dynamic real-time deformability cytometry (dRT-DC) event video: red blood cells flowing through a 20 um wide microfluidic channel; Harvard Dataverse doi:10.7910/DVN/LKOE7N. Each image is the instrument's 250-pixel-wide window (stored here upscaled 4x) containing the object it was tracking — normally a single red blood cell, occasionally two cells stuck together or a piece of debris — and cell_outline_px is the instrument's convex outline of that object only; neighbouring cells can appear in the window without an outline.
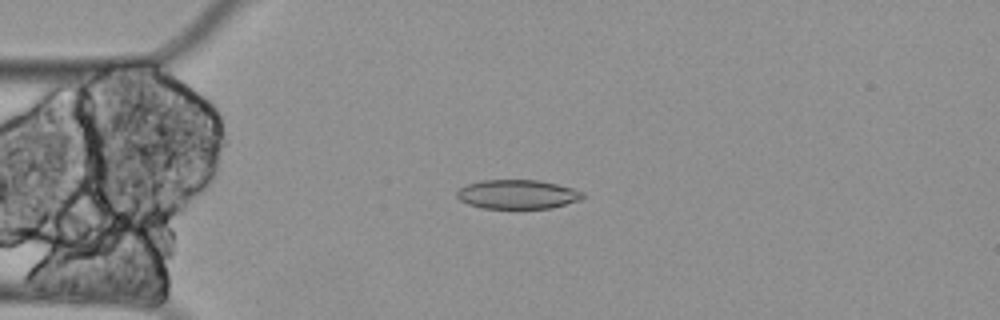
{"species": "Egyptian fruit bat (a non-hibernating species)", "species_latin": "Rousettus aegyptiacus", "temperature_condition": "cold", "stored_images_in_passage": 59, "camera_frame_rate_fps": 3000, "um_per_image_px": 0.085, "animal": {"sex": "female"}, "frame": {"image": 1, "passage_image": 14, "time_ms": 4.333, "image_size_px": [1000, 320], "cell_outline_px": [[584, 196], [580, 200], [552, 208], [480, 208], [468, 204], [460, 200], [456, 196], [456, 192], [460, 188], [468, 184], [484, 180], [536, 180], [556, 184], [572, 188], [584, 192]], "centroid_in_image_um": [43.98, 16.52], "position_along_channel_um": 41.0, "area_um2": 21.27}}
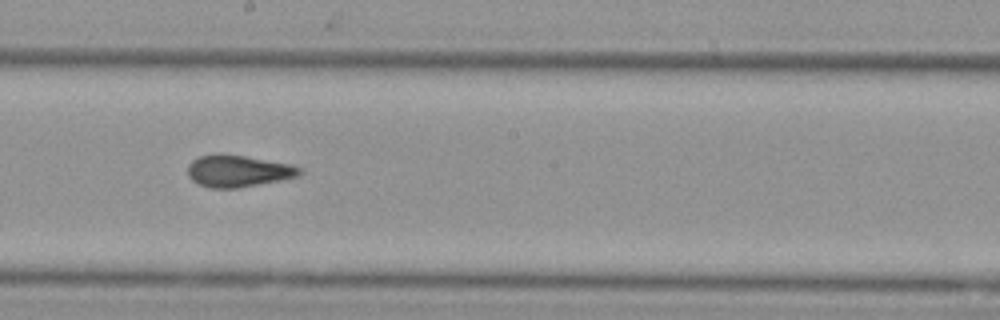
{"frame": {"image": 2, "passage_image": 32, "time_ms": 10.333, "image_size_px": [1000, 320], "cell_outline_px": [[304, 172], [300, 176], [280, 180], [236, 188], [212, 188], [200, 184], [192, 180], [188, 176], [188, 164], [192, 160], [200, 156], [216, 152], [220, 152], [244, 156], [288, 164], [300, 168]], "centroid_in_image_um": [20.2, 14.52], "position_along_channel_um": 228.0, "area_um2": 20.75}}
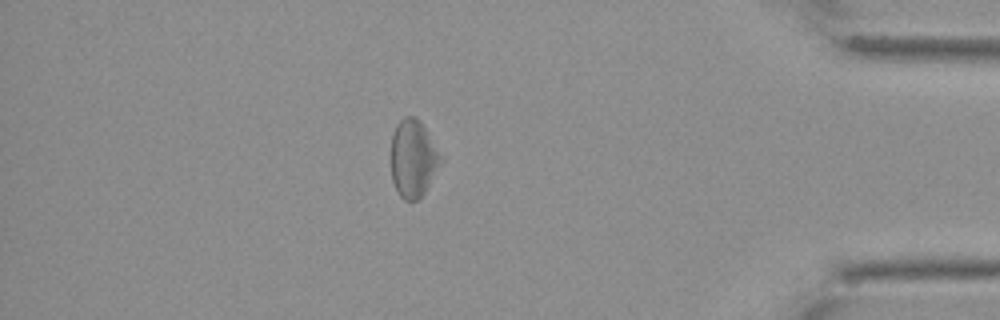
{"frame": {"image": 3, "passage_image": 51, "time_ms": 16.667, "image_size_px": [1000, 320], "cell_outline_px": [[444, 160], [424, 192], [416, 200], [404, 200], [400, 196], [392, 180], [392, 136], [396, 124], [404, 116], [412, 116], [420, 120], [444, 156]], "centroid_in_image_um": [35.16, 13.44], "position_along_channel_um": 400.0, "area_um2": 22.54}}